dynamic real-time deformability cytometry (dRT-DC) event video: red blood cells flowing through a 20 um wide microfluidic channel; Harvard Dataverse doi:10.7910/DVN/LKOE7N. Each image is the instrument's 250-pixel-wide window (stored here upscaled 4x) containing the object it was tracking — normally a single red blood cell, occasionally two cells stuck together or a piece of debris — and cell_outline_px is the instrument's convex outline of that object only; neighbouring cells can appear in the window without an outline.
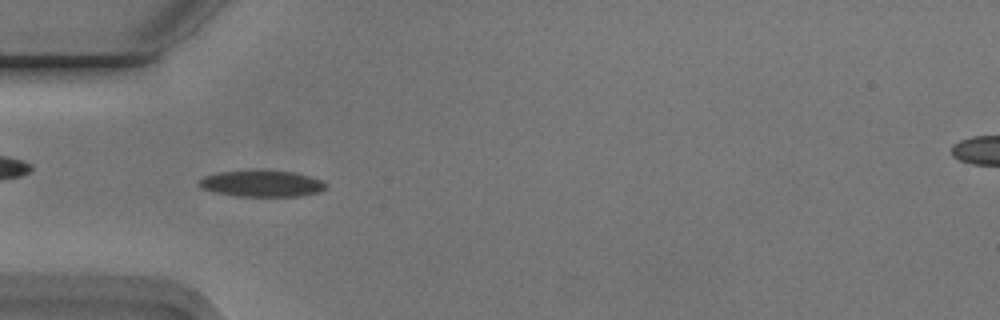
{"species": "Egyptian fruit bat (a non-hibernating species)", "species_latin": "Rousettus aegyptiacus", "temperature_condition": "cold", "stored_images_in_passage": 53, "camera_frame_rate_fps": 3000, "um_per_image_px": 0.085, "animal": {"sex": "male"}, "frame": {"image": 1, "passage_image": 16, "time_ms": 5.0, "image_size_px": [1000, 320], "cell_outline_px": [[328, 188], [320, 192], [300, 196], [236, 196], [212, 192], [200, 188], [196, 184], [196, 180], [204, 176], [220, 172], [292, 172], [312, 176], [328, 184]], "centroid_in_image_um": [22.24, 15.64], "position_along_channel_um": 62.8, "area_um2": 19.31}}
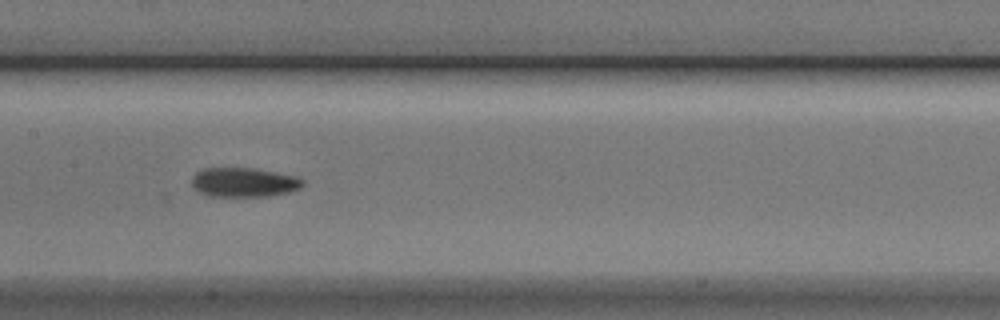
{"frame": {"image": 2, "passage_image": 26, "time_ms": 8.333, "image_size_px": [1000, 320], "cell_outline_px": [[304, 184], [300, 188], [288, 192], [268, 196], [208, 196], [200, 192], [192, 184], [192, 176], [196, 172], [204, 168], [252, 168], [296, 176], [304, 180]], "centroid_in_image_um": [20.73, 15.49], "position_along_channel_um": 186.7, "area_um2": 18.84}}
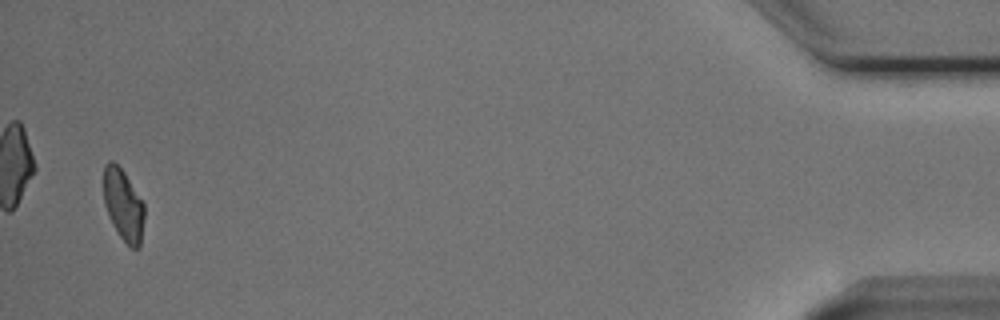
{"frame": {"image": 3, "passage_image": 52, "time_ms": 17.0, "image_size_px": [1000, 320], "cell_outline_px": [[144, 216], [140, 248], [132, 248], [120, 236], [112, 224], [104, 204], [104, 164], [112, 160], [124, 172], [144, 204]], "centroid_in_image_um": [10.48, 17.42], "position_along_channel_um": 424.7, "area_um2": 16.76}, "authors_computed_cell_mechanics": {"area_um2": 18.5538, "velocity_mm_per_s": 3.7576, "shape_relaxation_time_tau1_ms": 4.0649, "shape_relaxation_time_tau2_ms": 3.5094, "deformation_change_tau1": 0.1418, "deformation_change_tau2": 0.0905}}